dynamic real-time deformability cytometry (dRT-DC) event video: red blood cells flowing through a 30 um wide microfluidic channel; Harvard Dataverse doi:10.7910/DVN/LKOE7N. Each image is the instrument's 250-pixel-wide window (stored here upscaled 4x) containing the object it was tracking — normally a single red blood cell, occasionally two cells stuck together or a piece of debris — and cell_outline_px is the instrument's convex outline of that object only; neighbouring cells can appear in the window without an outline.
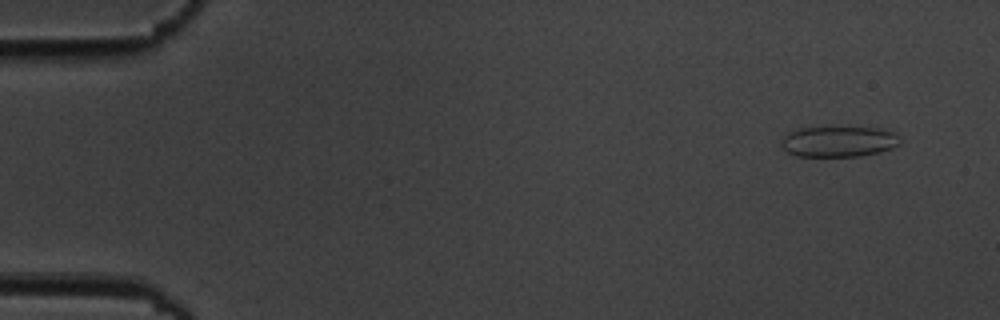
{"species": "common noctule bat (a hibernating species)", "species_latin": "Nyctalus noctula", "temperature_condition": "cold", "stored_images_in_passage": 5, "camera_frame_rate_fps": 3000, "um_per_image_px": 0.085, "animal": {"sex": "male", "body_mass_g": 19.5, "forearm_length_mm": 54.6}, "frame": {"image": 1, "passage_image": 2, "time_ms": 1.0, "image_size_px": [1000, 320], "cell_outline_px": [[900, 144], [892, 148], [880, 152], [860, 156], [796, 156], [788, 152], [780, 144], [784, 136], [788, 132], [800, 128], [828, 124], [880, 128], [892, 132], [900, 136]], "centroid_in_image_um": [71.29, 11.97], "position_along_channel_um": 13.7, "area_um2": 22.25}}